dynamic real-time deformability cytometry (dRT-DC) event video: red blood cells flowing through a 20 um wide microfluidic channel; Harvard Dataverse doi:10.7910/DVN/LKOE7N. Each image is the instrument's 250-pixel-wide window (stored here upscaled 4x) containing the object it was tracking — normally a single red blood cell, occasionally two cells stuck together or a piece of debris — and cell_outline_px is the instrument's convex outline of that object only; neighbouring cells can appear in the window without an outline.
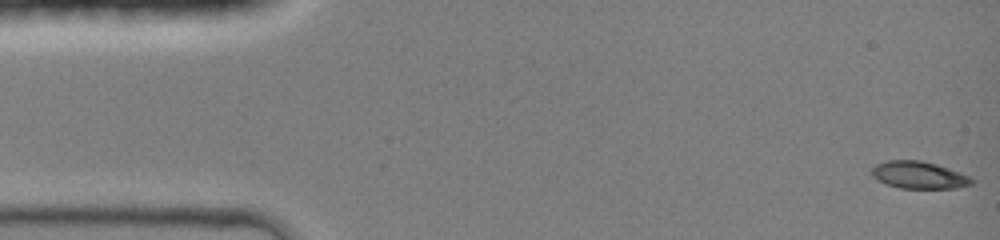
{"species": "common noctule bat (a hibernating species)", "species_latin": "Nyctalus noctula", "temperature_condition": "room temperature", "stored_images_in_passage": 45, "camera_frame_rate_fps": 3000, "um_per_image_px": 0.085, "animal": {"sex": "female", "body_mass_g": 19.0, "forearm_length_mm": 51.5}, "frame": {"image": 1, "passage_image": 1, "time_ms": 0.0, "image_size_px": [1000, 240], "cell_outline_px": [[976, 180], [972, 184], [956, 188], [900, 188], [888, 184], [872, 176], [872, 168], [876, 164], [888, 160], [920, 160], [936, 164], [960, 172]], "centroid_in_image_um": [78.13, 14.87], "position_along_channel_um": 6.9, "area_um2": 15.72}}
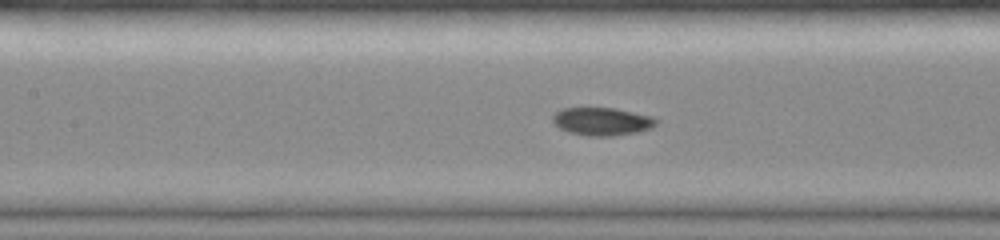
{"frame": {"image": 2, "passage_image": 20, "time_ms": 6.333, "image_size_px": [1000, 240], "cell_outline_px": [[656, 124], [652, 128], [636, 132], [612, 136], [588, 136], [568, 132], [560, 128], [552, 120], [552, 116], [556, 112], [564, 108], [612, 108], [652, 116], [656, 120]], "centroid_in_image_um": [51.16, 10.33], "position_along_channel_um": 156.2, "area_um2": 16.65}}
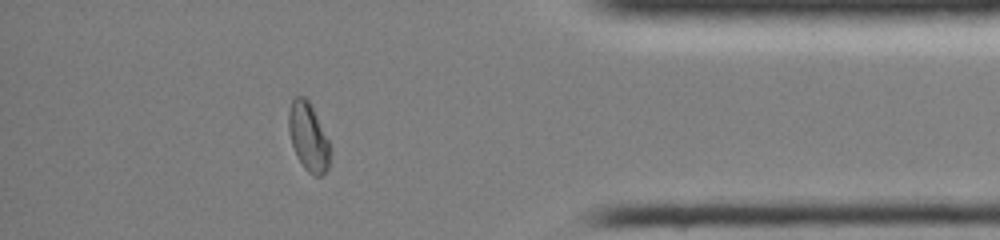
{"frame": {"image": 3, "passage_image": 39, "time_ms": 12.667, "image_size_px": [1000, 240], "cell_outline_px": [[328, 168], [320, 176], [316, 176], [308, 172], [304, 168], [296, 156], [292, 144], [288, 128], [288, 112], [292, 100], [296, 96], [304, 96], [308, 100], [328, 140]], "centroid_in_image_um": [26.16, 11.63], "position_along_channel_um": 409.0, "area_um2": 16.01}, "authors_computed_cell_mechanics": {"area_um2": 16.5886, "velocity_mm_per_s": 4.2881, "shape_relaxation_time_tau1_ms": 3.8017, "shape_relaxation_time_tau2_ms": 1.647, "deformation_change_tau1": 0.1608, "deformation_change_tau2": 0.0345}}